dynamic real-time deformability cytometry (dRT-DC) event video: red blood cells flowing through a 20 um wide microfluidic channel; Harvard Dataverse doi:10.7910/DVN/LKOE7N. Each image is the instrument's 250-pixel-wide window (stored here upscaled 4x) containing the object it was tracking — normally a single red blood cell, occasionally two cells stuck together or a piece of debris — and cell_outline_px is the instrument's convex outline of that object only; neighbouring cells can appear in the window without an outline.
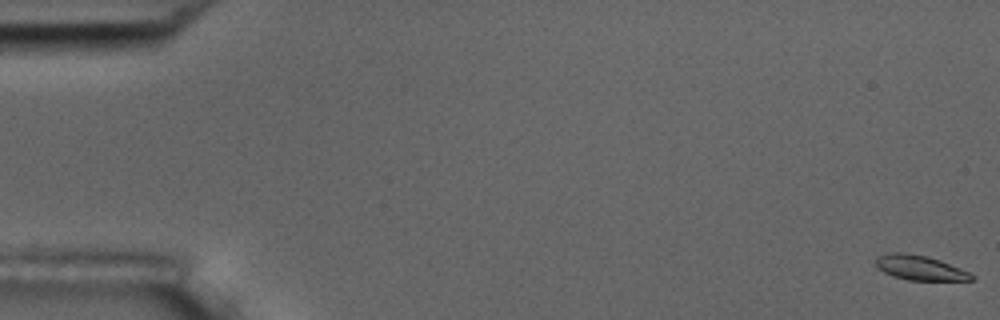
{"species": "common noctule bat (a hibernating species)", "species_latin": "Nyctalus noctula", "temperature_condition": "room temperature", "stored_images_in_passage": 10, "camera_frame_rate_fps": 3000, "um_per_image_px": 0.085, "animal": {"sex": "male", "body_mass_g": 17.5, "forearm_length_mm": 52.3}, "frame": {"image": 1, "passage_image": 1, "time_ms": 0.0, "image_size_px": [1000, 320], "cell_outline_px": [[976, 280], [908, 280], [892, 276], [876, 268], [876, 256], [888, 252], [904, 252], [928, 256], [940, 260], [960, 268], [976, 276]], "centroid_in_image_um": [78.17, 22.75], "position_along_channel_um": 6.8, "area_um2": 13.99}}
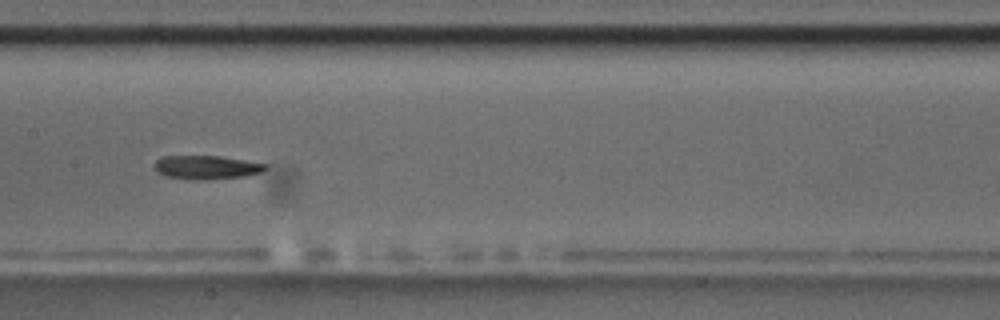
{"frame": {"image": 2, "passage_image": 9, "time_ms": 9.333, "image_size_px": [1000, 320], "cell_outline_px": [[268, 168], [260, 172], [244, 176], [200, 180], [192, 180], [168, 176], [156, 172], [156, 160], [164, 156], [220, 156], [268, 164]], "centroid_in_image_um": [17.57, 14.22], "position_along_channel_um": 189.8, "area_um2": 15.14}}
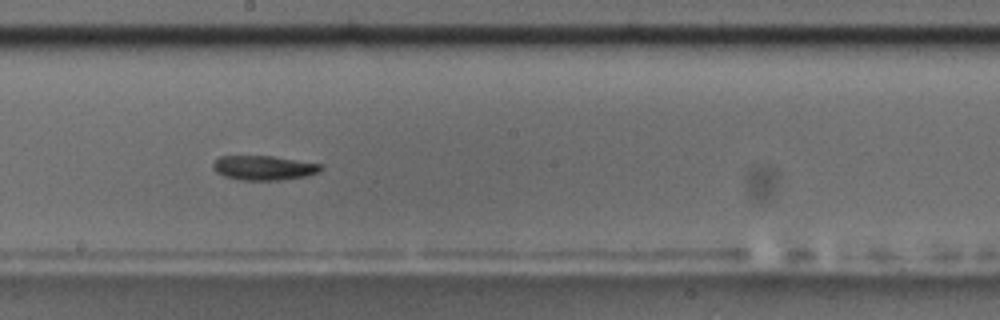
{"frame": {"image": 3, "passage_image": 10, "time_ms": 10.333, "image_size_px": [1000, 320], "cell_outline_px": [[324, 168], [320, 172], [308, 176], [280, 180], [244, 180], [224, 176], [216, 172], [212, 168], [212, 164], [220, 156], [272, 156], [320, 164]], "centroid_in_image_um": [22.44, 14.27], "position_along_channel_um": 225.8, "area_um2": 15.37}}